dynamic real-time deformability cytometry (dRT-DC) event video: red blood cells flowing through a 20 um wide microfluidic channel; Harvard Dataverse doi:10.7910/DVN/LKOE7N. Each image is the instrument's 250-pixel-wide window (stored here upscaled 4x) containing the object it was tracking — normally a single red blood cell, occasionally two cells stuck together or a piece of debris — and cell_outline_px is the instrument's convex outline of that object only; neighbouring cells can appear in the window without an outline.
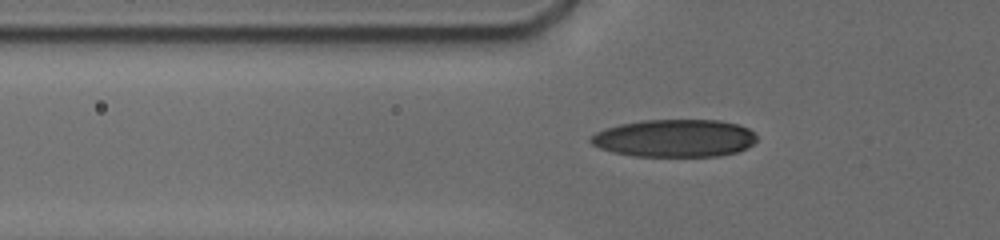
{"species": "human", "species_latin": "Homo sapiens", "temperature_condition": "cold", "stored_images_in_passage": 79, "camera_frame_rate_fps": 3000, "um_per_image_px": 0.085, "donor": {"sex": "male"}, "frame": {"image": 1, "passage_image": 24, "time_ms": 7.0, "image_size_px": [1000, 240], "cell_outline_px": [[756, 140], [748, 148], [736, 152], [720, 156], [632, 156], [612, 152], [600, 148], [592, 144], [588, 140], [596, 132], [620, 124], [640, 120], [720, 120], [736, 124], [748, 128], [756, 136]], "centroid_in_image_um": [57.34, 11.75], "position_along_channel_um": 68.5, "area_um2": 36.41}}
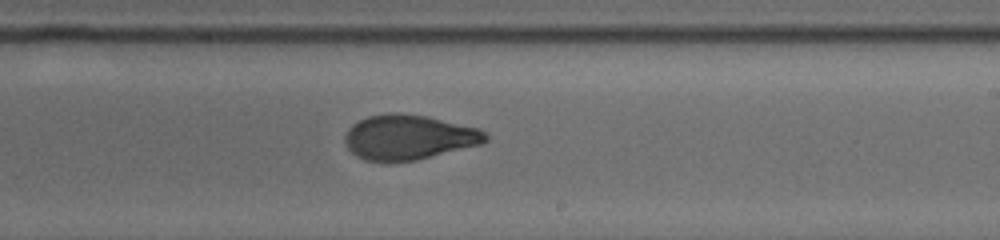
{"frame": {"image": 2, "passage_image": 48, "time_ms": 12.0, "image_size_px": [1000, 240], "cell_outline_px": [[488, 140], [480, 144], [416, 160], [388, 164], [368, 160], [356, 156], [348, 148], [344, 140], [344, 136], [348, 128], [352, 124], [368, 116], [392, 112], [400, 112], [428, 116], [480, 128], [488, 136]], "centroid_in_image_um": [34.72, 11.67], "position_along_channel_um": 254.3, "area_um2": 37.22}}
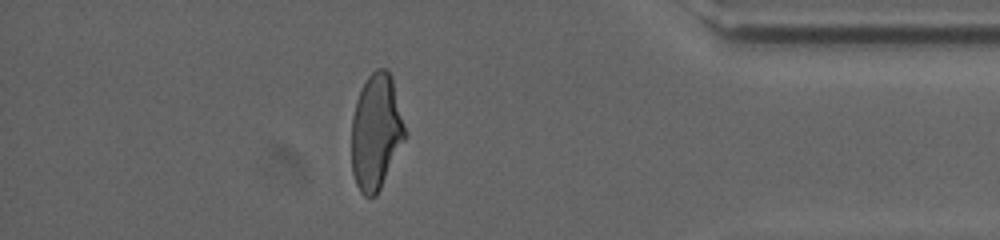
{"frame": {"image": 3, "passage_image": 70, "time_ms": 16.667, "image_size_px": [1000, 240], "cell_outline_px": [[404, 140], [376, 196], [364, 196], [360, 192], [356, 184], [352, 172], [352, 116], [356, 100], [368, 76], [376, 68], [384, 68], [392, 76], [404, 124]], "centroid_in_image_um": [31.94, 11.2], "position_along_channel_um": 403.3, "area_um2": 35.49}, "authors_computed_cell_mechanics": {"area_um2": 36.5296, "velocity_mm_per_s": 3.7817, "shape_relaxation_time_tau1_ms": 5.1111, "shape_relaxation_time_tau2_ms": 1.3376, "deformation_change_tau1": 0.1851, "deformation_change_tau2": 0.0701}}